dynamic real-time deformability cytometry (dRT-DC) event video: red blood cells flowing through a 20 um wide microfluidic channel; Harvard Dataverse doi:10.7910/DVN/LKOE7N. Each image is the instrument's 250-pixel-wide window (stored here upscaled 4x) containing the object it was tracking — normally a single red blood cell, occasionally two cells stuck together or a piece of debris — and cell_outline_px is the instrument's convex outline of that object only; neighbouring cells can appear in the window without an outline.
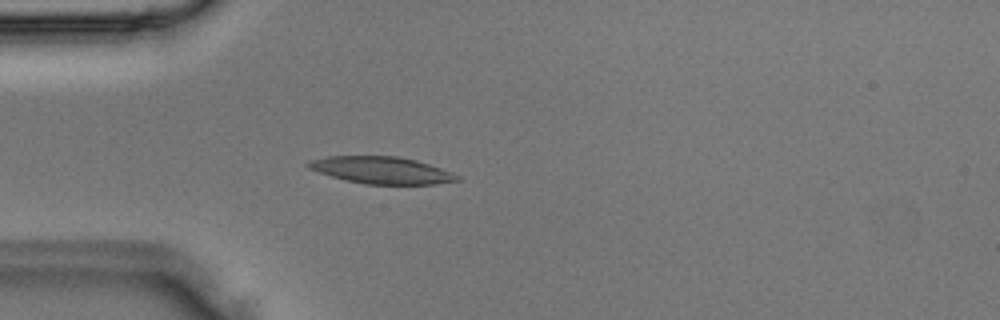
{"species": "Egyptian fruit bat (a non-hibernating species)", "species_latin": "Rousettus aegyptiacus", "temperature_condition": "room temperature", "stored_images_in_passage": 3, "camera_frame_rate_fps": 3000, "um_per_image_px": 0.085, "animal": {"sex": "male"}, "frame": {"image": 1, "passage_image": 3, "time_ms": 0.667, "image_size_px": [1000, 320], "cell_outline_px": [[460, 180], [436, 184], [364, 184], [332, 176], [308, 168], [304, 164], [308, 160], [328, 156], [396, 156], [416, 160], [452, 172], [460, 176]], "centroid_in_image_um": [32.42, 14.46], "position_along_channel_um": 52.6, "area_um2": 23.29}}